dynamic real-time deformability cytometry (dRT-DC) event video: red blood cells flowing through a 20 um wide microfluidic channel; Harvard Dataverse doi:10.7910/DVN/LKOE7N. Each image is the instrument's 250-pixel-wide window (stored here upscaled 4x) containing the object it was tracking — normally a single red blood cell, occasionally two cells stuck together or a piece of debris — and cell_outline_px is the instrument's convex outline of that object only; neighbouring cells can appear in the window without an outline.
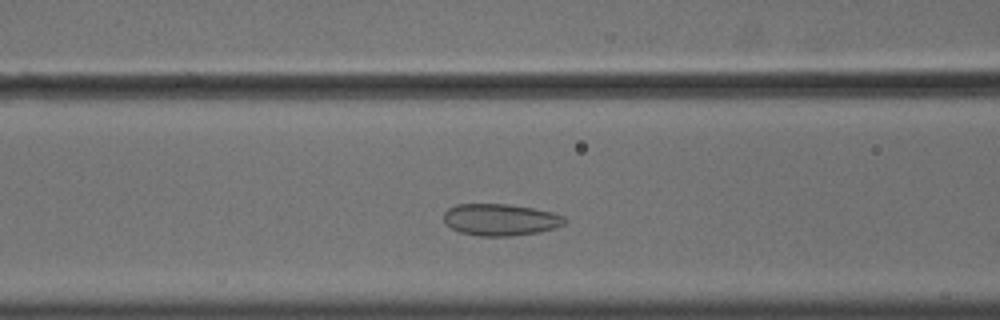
{"species": "common noctule bat (a hibernating species)", "species_latin": "Nyctalus noctula", "temperature_condition": "cold", "stored_images_in_passage": 39, "camera_frame_rate_fps": 3000, "um_per_image_px": 0.085, "animal": {"sex": "male", "body_mass_g": 18.8}, "frame": {"image": 1, "passage_image": 13, "time_ms": 4.0, "image_size_px": [1000, 320], "cell_outline_px": [[564, 224], [540, 232], [512, 236], [480, 236], [460, 232], [452, 228], [444, 220], [444, 212], [448, 208], [456, 204], [508, 204], [532, 208], [552, 212], [564, 216]], "centroid_in_image_um": [42.51, 18.67], "position_along_channel_um": 124.1, "area_um2": 22.25}}
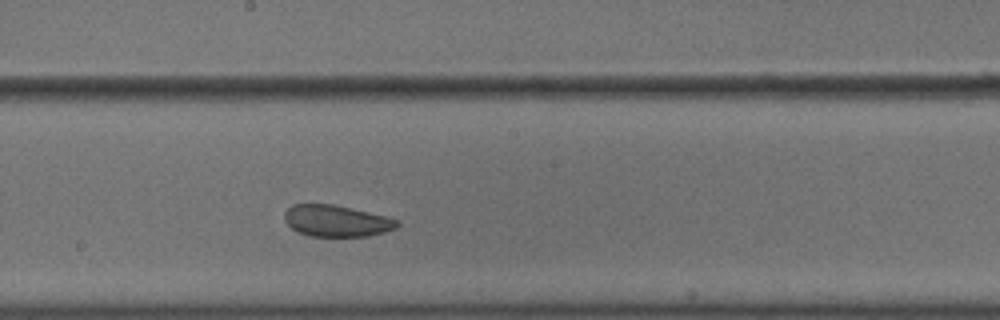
{"frame": {"image": 2, "passage_image": 21, "time_ms": 6.667, "image_size_px": [1000, 320], "cell_outline_px": [[400, 224], [396, 228], [384, 232], [368, 236], [308, 236], [296, 232], [284, 220], [284, 212], [292, 204], [332, 204], [352, 208], [384, 216], [396, 220]], "centroid_in_image_um": [28.55, 18.78], "position_along_channel_um": 219.6, "area_um2": 20.63}}
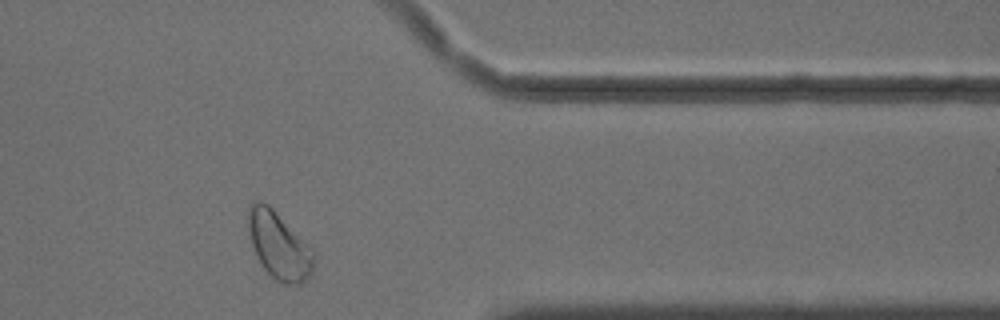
{"frame": {"image": 3, "passage_image": 36, "time_ms": 11.667, "image_size_px": [1000, 320], "cell_outline_px": [[316, 260], [312, 276], [300, 284], [284, 284], [276, 280], [260, 264], [256, 256], [248, 232], [248, 204], [252, 200], [260, 200], [268, 204], [316, 252]], "centroid_in_image_um": [23.73, 20.87], "position_along_channel_um": 387.7, "area_um2": 26.07}, "authors_computed_cell_mechanics": {"area_um2": 22.542, "velocity_mm_per_s": 3.5816, "shape_relaxation_time_tau1_ms": null, "shape_relaxation_time_tau2_ms": 2.8396, "deformation_change_tau1": null, "deformation_change_tau2": 0.0568}}